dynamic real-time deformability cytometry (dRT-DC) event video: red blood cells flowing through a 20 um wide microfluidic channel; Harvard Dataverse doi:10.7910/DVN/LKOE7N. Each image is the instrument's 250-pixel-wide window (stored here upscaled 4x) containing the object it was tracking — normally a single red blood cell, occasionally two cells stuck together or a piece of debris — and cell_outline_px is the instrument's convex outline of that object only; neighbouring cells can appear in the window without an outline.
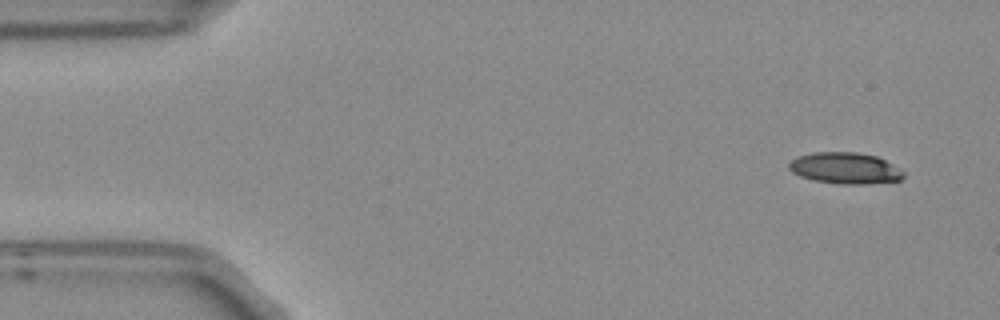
{"species": "Egyptian fruit bat (a non-hibernating species)", "species_latin": "Rousettus aegyptiacus", "temperature_condition": "room temperature", "stored_images_in_passage": 4, "camera_frame_rate_fps": 3000, "um_per_image_px": 0.085, "frame": {"image": 1, "passage_image": 1, "time_ms": 0.0, "image_size_px": [1000, 320], "cell_outline_px": [[904, 176], [900, 180], [868, 184], [844, 184], [812, 180], [800, 176], [792, 172], [788, 168], [788, 164], [796, 156], [812, 152], [856, 152], [876, 156], [900, 168], [904, 172]], "centroid_in_image_um": [71.82, 14.29], "position_along_channel_um": 13.2, "area_um2": 20.98}}
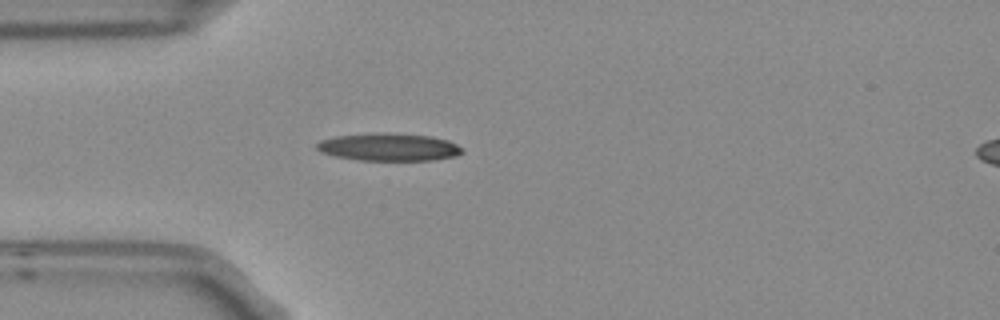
{"frame": {"image": 2, "passage_image": 4, "time_ms": 1.0, "image_size_px": [1000, 320], "cell_outline_px": [[464, 152], [456, 156], [432, 160], [360, 160], [336, 156], [320, 152], [316, 148], [316, 144], [320, 140], [336, 136], [380, 132], [384, 132], [432, 136], [448, 140], [464, 148]], "centroid_in_image_um": [33.07, 12.49], "position_along_channel_um": 51.9, "area_um2": 23.52}}